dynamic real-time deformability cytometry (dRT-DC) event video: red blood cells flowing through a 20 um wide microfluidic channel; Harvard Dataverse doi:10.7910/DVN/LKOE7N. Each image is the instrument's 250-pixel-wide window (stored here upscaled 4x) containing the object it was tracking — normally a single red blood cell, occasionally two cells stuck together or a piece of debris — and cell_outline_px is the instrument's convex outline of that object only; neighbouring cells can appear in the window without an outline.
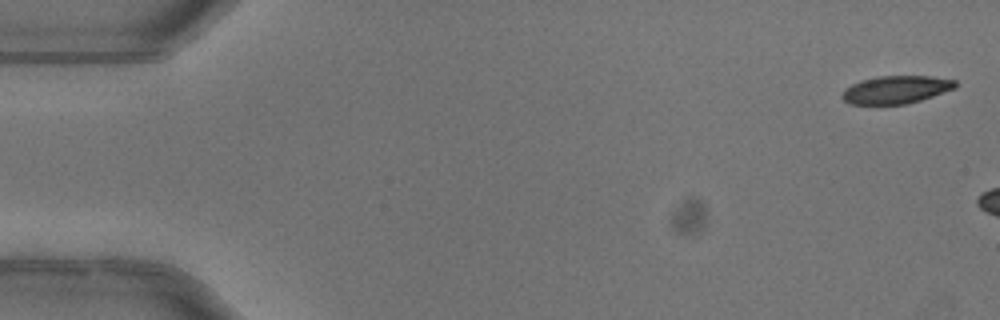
{"species": "common noctule bat (a hibernating species)", "species_latin": "Nyctalus noctula", "temperature_condition": "warm", "stored_images_in_passage": 3, "camera_frame_rate_fps": 3000, "um_per_image_px": 0.085, "animal": {"sex": "female"}, "frame": {"image": 1, "passage_image": 1, "time_ms": 0.0, "image_size_px": [1000, 320], "cell_outline_px": [[956, 88], [920, 100], [904, 104], [848, 104], [840, 96], [844, 88], [852, 84], [864, 80], [880, 76], [932, 76], [956, 80]], "centroid_in_image_um": [76.15, 7.62], "position_along_channel_um": 8.9, "area_um2": 18.26}}